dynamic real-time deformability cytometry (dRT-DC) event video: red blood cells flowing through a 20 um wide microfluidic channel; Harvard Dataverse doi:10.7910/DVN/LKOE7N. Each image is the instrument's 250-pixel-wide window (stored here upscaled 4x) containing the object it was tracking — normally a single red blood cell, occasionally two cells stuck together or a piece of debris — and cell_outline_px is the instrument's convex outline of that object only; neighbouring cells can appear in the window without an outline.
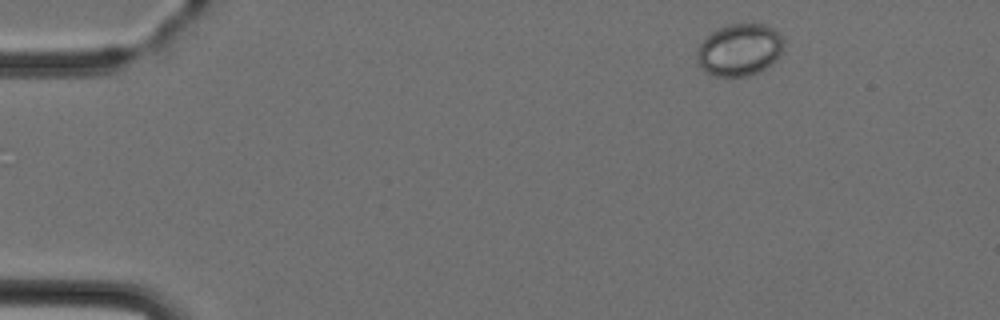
{"species": "Egyptian fruit bat (a non-hibernating species)", "species_latin": "Rousettus aegyptiacus", "temperature_condition": "cold", "stored_images_in_passage": 2, "camera_frame_rate_fps": 3000, "um_per_image_px": 0.085, "animal": {"sex": "female"}, "frame": {"image": 1, "passage_image": 2, "time_ms": 1.333, "image_size_px": [1000, 320], "cell_outline_px": [[784, 40], [780, 56], [772, 64], [760, 72], [748, 76], [716, 76], [700, 68], [696, 60], [696, 48], [716, 28], [728, 24], [764, 24], [772, 28]], "centroid_in_image_um": [62.84, 4.24], "position_along_channel_um": 22.2, "area_um2": 26.47}}